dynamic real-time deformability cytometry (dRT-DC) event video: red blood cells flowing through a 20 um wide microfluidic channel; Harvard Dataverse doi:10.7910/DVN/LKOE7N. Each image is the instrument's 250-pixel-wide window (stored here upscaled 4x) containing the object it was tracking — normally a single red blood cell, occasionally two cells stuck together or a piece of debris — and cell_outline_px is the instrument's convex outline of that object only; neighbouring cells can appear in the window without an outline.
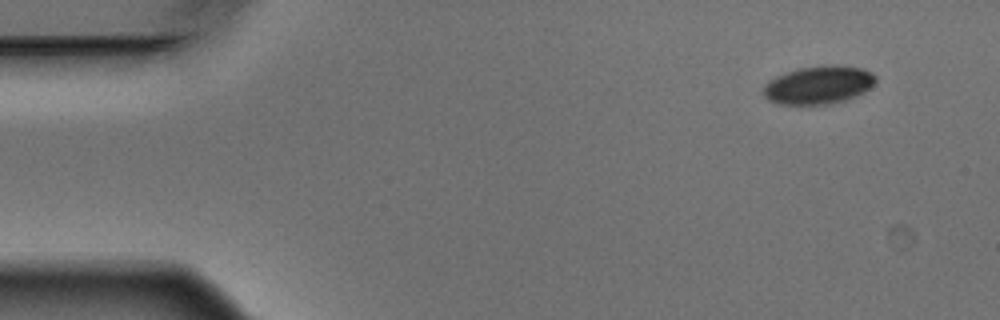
{"species": "Egyptian fruit bat (a non-hibernating species)", "species_latin": "Rousettus aegyptiacus", "temperature_condition": "warm", "stored_images_in_passage": 4, "camera_frame_rate_fps": 3000, "um_per_image_px": 0.085, "animal": {"sex": "male"}, "frame": {"image": 1, "passage_image": 1, "time_ms": 0.0, "image_size_px": [1000, 320], "cell_outline_px": [[876, 80], [864, 92], [856, 96], [832, 104], [776, 104], [768, 100], [764, 96], [764, 84], [776, 76], [800, 68], [836, 64], [864, 68], [872, 72], [876, 76]], "centroid_in_image_um": [69.59, 7.22], "position_along_channel_um": 15.4, "area_um2": 24.91}}
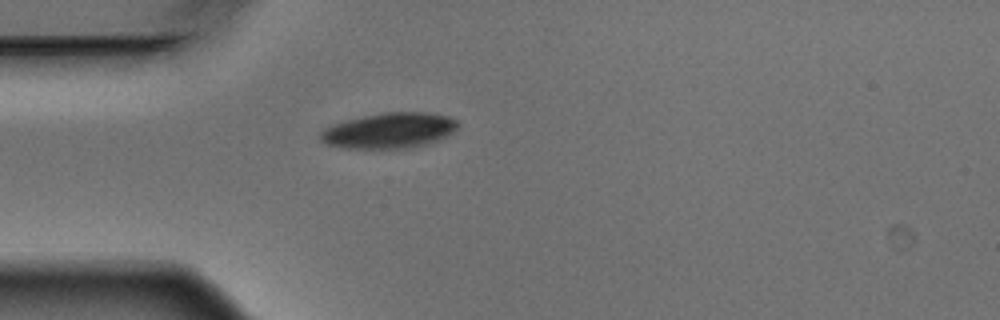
{"frame": {"image": 2, "passage_image": 4, "time_ms": 1.0, "image_size_px": [1000, 320], "cell_outline_px": [[460, 124], [452, 132], [428, 144], [412, 148], [340, 148], [324, 144], [320, 140], [320, 132], [324, 128], [332, 124], [364, 116], [384, 112], [428, 112], [448, 116], [456, 120]], "centroid_in_image_um": [33.06, 11.1], "position_along_channel_um": 51.9, "area_um2": 28.5}}